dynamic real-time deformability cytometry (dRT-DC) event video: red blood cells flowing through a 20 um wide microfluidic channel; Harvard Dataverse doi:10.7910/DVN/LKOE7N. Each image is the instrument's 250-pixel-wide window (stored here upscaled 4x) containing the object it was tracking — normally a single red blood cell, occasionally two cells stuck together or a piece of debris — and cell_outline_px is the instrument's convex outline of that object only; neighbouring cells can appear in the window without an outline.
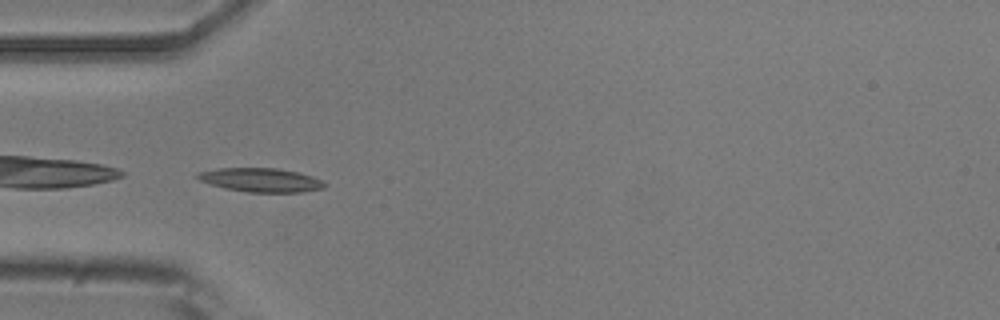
{"species": "common noctule bat (a hibernating species)", "species_latin": "Nyctalus noctula", "temperature_condition": "room temperature", "stored_images_in_passage": 5, "camera_frame_rate_fps": 3000, "um_per_image_px": 0.085, "animal": {"sex": "male", "body_mass_g": 20.5, "forearm_length_mm": 52.5}, "frame": {"image": 1, "passage_image": 4, "time_ms": 4.333, "image_size_px": [1000, 320], "cell_outline_px": [[328, 184], [324, 188], [304, 192], [248, 192], [224, 188], [200, 180], [196, 176], [196, 172], [220, 168], [276, 168], [296, 172], [312, 176]], "centroid_in_image_um": [22.18, 15.3], "position_along_channel_um": 62.8, "area_um2": 17.57}}
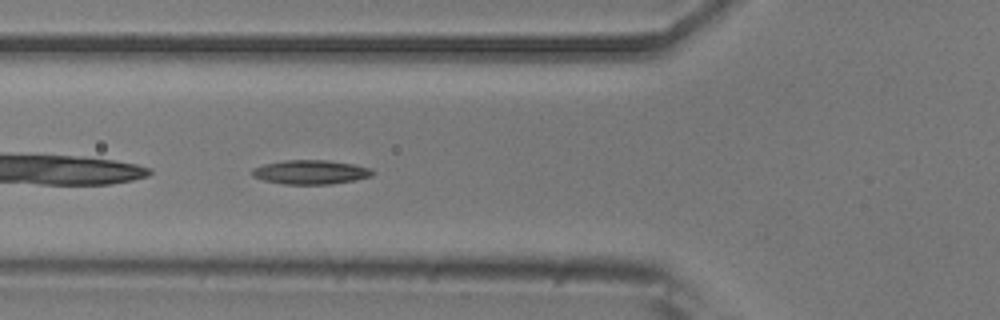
{"frame": {"image": 2, "passage_image": 5, "time_ms": 5.333, "image_size_px": [1000, 320], "cell_outline_px": [[372, 176], [356, 180], [332, 184], [284, 184], [264, 180], [252, 176], [252, 168], [264, 164], [284, 160], [328, 160], [352, 164], [372, 168]], "centroid_in_image_um": [26.4, 14.63], "position_along_channel_um": 99.4, "area_um2": 16.94}}